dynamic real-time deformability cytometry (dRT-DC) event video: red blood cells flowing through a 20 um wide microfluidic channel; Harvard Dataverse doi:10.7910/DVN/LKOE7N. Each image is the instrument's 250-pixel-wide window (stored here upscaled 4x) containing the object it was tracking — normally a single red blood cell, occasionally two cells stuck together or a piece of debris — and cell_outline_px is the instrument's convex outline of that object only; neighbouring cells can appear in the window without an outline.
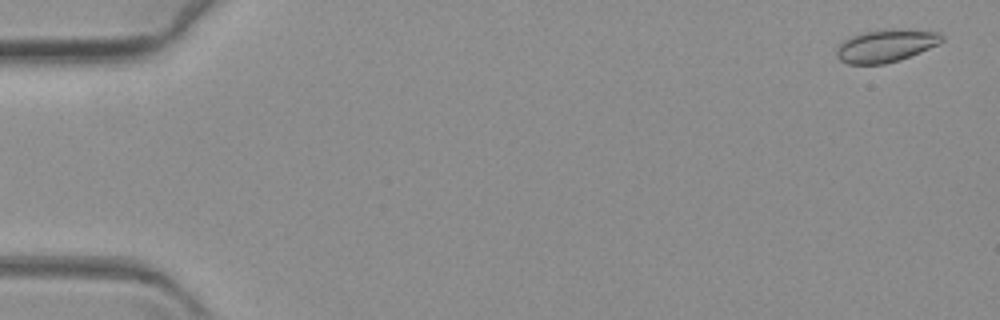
{"species": "common noctule bat (a hibernating species)", "species_latin": "Nyctalus noctula", "temperature_condition": "warm", "stored_images_in_passage": 12, "camera_frame_rate_fps": 3000, "um_per_image_px": 0.085, "animal": {"sex": "female", "body_mass_g": 19.3, "forearm_length_mm": 54.1}, "frame": {"image": 1, "passage_image": 3, "time_ms": 0.667, "image_size_px": [1000, 320], "cell_outline_px": [[944, 40], [940, 44], [900, 60], [884, 64], [848, 64], [840, 60], [836, 56], [836, 48], [844, 40], [852, 36], [864, 32], [880, 28], [908, 28], [936, 32], [944, 36]], "centroid_in_image_um": [75.32, 3.86], "position_along_channel_um": 9.7, "area_um2": 20.46}}